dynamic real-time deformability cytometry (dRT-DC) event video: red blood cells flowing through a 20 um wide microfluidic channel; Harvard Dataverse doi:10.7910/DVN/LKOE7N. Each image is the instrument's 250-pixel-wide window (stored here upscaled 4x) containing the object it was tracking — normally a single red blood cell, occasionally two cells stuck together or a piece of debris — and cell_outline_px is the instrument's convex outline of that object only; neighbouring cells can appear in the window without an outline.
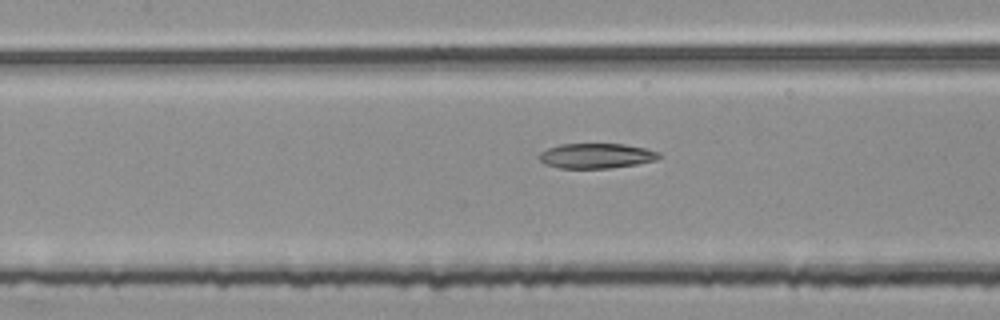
{"species": "common noctule bat (a hibernating species)", "species_latin": "Nyctalus noctula", "temperature_condition": "room temperature", "stored_images_in_passage": 55, "segment_of_instrument_passage": [2, 3], "camera_frame_rate_fps": 3000, "um_per_image_px": 0.085, "animal": {"sex": "female", "body_mass_g": 25.1}, "frame": {"image": 1, "passage_image": 24, "time_ms": 7.667, "image_size_px": [1000, 320], "cell_outline_px": [[664, 156], [656, 160], [636, 164], [608, 168], [560, 168], [544, 164], [536, 156], [540, 152], [548, 148], [560, 144], [624, 144], [644, 148], [660, 152]], "centroid_in_image_um": [50.68, 13.24], "position_along_channel_um": 156.7, "area_um2": 17.57}}
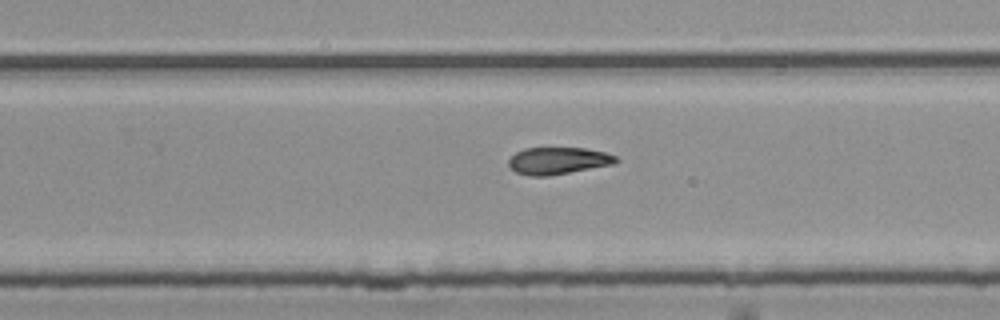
{"frame": {"image": 2, "passage_image": 34, "time_ms": 11.0, "image_size_px": [1000, 320], "cell_outline_px": [[620, 160], [612, 164], [548, 176], [528, 176], [516, 172], [508, 164], [508, 160], [516, 152], [524, 148], [584, 148], [604, 152], [616, 156]], "centroid_in_image_um": [47.41, 13.66], "position_along_channel_um": 282.4, "area_um2": 16.76}}
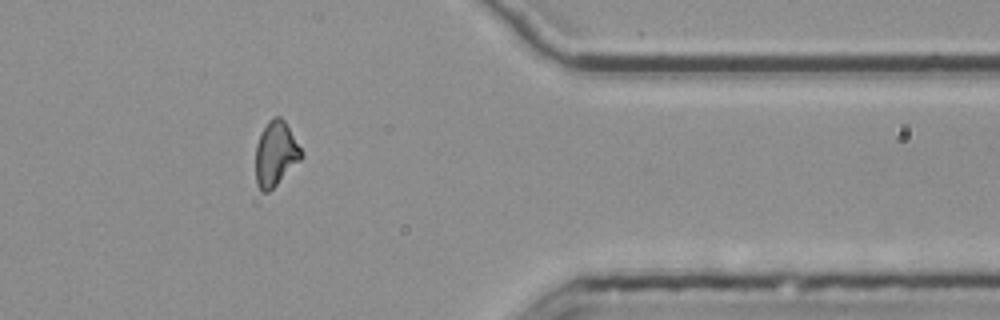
{"frame": {"image": 3, "passage_image": 44, "time_ms": 14.333, "image_size_px": [1000, 320], "cell_outline_px": [[304, 156], [268, 192], [260, 192], [256, 184], [256, 144], [260, 132], [268, 120], [276, 116], [280, 116], [284, 120], [304, 152]], "centroid_in_image_um": [23.42, 13.05], "position_along_channel_um": 388.0, "area_um2": 17.28}}